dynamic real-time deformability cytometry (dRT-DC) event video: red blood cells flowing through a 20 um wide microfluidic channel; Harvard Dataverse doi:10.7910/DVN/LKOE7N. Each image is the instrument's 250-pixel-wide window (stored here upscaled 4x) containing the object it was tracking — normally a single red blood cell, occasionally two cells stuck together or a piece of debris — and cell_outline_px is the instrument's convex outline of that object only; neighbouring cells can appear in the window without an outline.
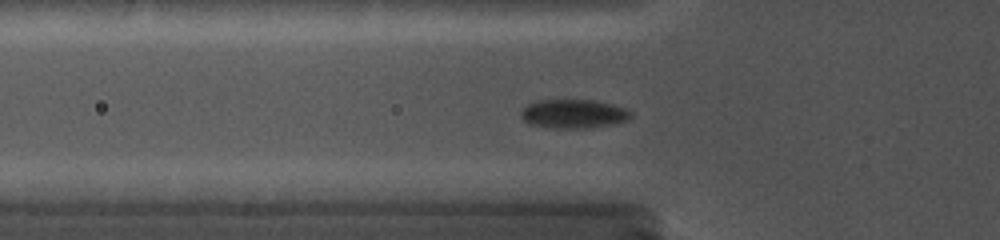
{"species": "common noctule bat (a hibernating species)", "species_latin": "Nyctalus noctula", "temperature_condition": "cold", "stored_images_in_passage": 70, "camera_frame_rate_fps": 5000, "um_per_image_px": 0.085, "animal": {"sex": "female", "body_mass_g": 19.0, "forearm_length_mm": 56.7}, "frame": {"image": 1, "passage_image": 33, "time_ms": 6.0, "image_size_px": [1000, 240], "cell_outline_px": [[632, 116], [628, 120], [612, 124], [584, 128], [552, 128], [528, 124], [520, 116], [520, 108], [536, 100], [592, 100], [612, 104], [624, 108], [632, 112]], "centroid_in_image_um": [48.7, 9.67], "position_along_channel_um": 77.1, "area_um2": 18.61}}
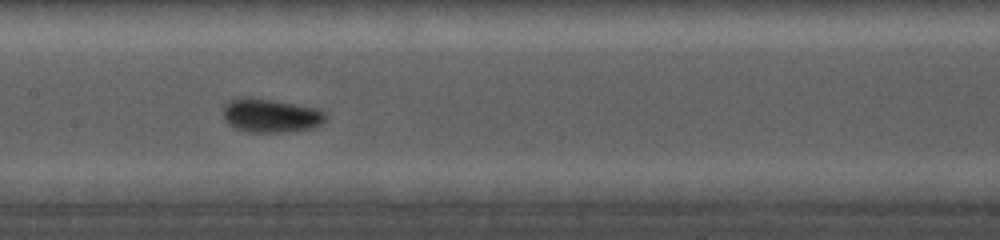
{"frame": {"image": 2, "passage_image": 49, "time_ms": 8.8, "image_size_px": [1000, 240], "cell_outline_px": [[328, 116], [320, 124], [312, 128], [284, 132], [248, 132], [236, 128], [228, 124], [224, 120], [224, 104], [228, 100], [236, 96], [248, 96], [320, 108], [328, 112]], "centroid_in_image_um": [23.01, 9.79], "position_along_channel_um": 184.4, "area_um2": 20.58}}
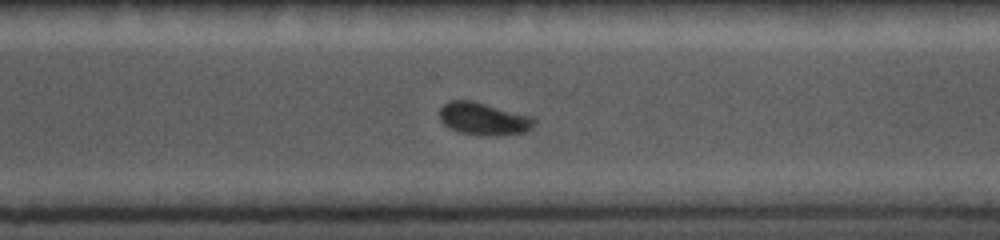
{"frame": {"image": 3, "passage_image": 66, "time_ms": 12.6, "image_size_px": [1000, 240], "cell_outline_px": [[536, 120], [532, 128], [524, 132], [496, 136], [480, 136], [460, 132], [444, 124], [440, 120], [440, 108], [448, 100], [472, 100], [532, 116]], "centroid_in_image_um": [41.11, 10.1], "position_along_channel_um": 329.5, "area_um2": 18.03}}